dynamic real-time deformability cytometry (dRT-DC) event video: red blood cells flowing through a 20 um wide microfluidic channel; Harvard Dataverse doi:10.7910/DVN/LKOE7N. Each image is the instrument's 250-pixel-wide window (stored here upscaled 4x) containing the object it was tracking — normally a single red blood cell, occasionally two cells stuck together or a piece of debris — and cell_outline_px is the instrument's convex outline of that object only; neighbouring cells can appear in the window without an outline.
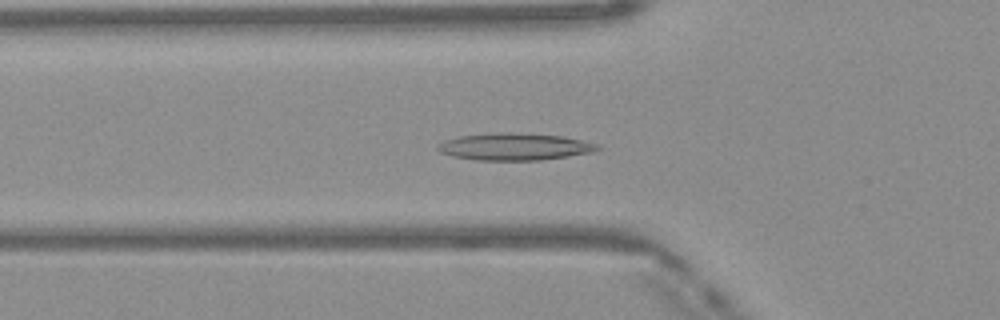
{"species": "Egyptian fruit bat (a non-hibernating species)", "species_latin": "Rousettus aegyptiacus", "temperature_condition": "warm", "stored_images_in_passage": 41, "camera_frame_rate_fps": 3000, "um_per_image_px": 0.085, "frame": {"image": 1, "passage_image": 8, "time_ms": 2.333, "image_size_px": [1000, 320], "cell_outline_px": [[604, 148], [596, 152], [540, 160], [476, 160], [452, 156], [440, 152], [436, 148], [436, 144], [444, 140], [460, 136], [496, 132], [512, 132], [564, 136], [600, 144]], "centroid_in_image_um": [43.78, 12.46], "position_along_channel_um": 82.0, "area_um2": 25.61}}
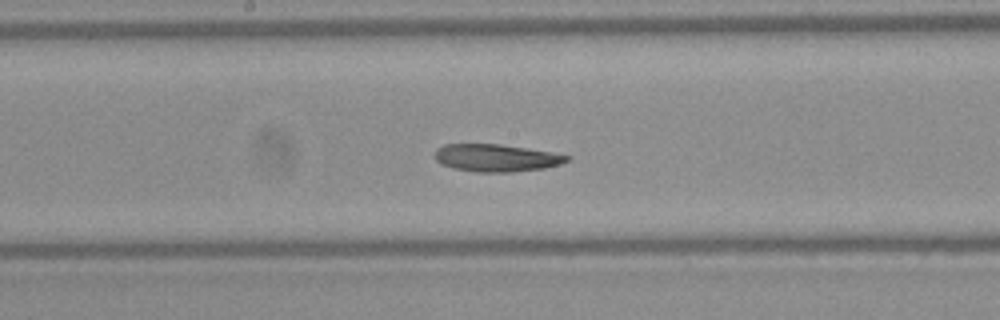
{"frame": {"image": 2, "passage_image": 17, "time_ms": 5.333, "image_size_px": [1000, 320], "cell_outline_px": [[572, 160], [560, 164], [544, 168], [512, 172], [476, 172], [452, 168], [440, 164], [432, 156], [436, 148], [444, 144], [500, 144], [528, 148], [552, 152], [572, 156]], "centroid_in_image_um": [42.17, 13.42], "position_along_channel_um": 206.0, "area_um2": 21.5}}
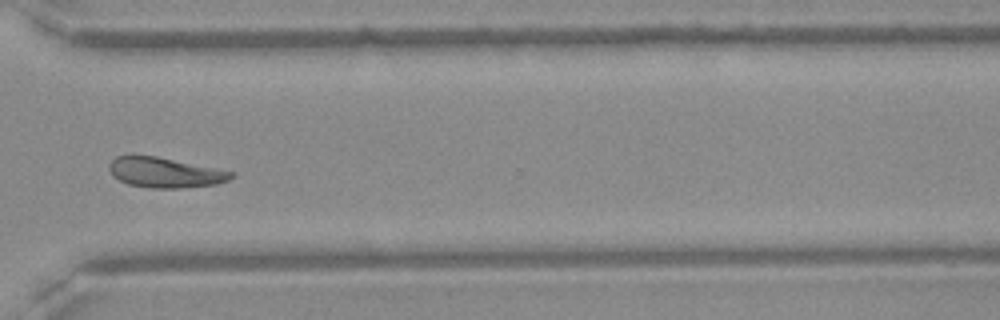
{"frame": {"image": 3, "passage_image": 28, "time_ms": 9.0, "image_size_px": [1000, 320], "cell_outline_px": [[236, 176], [228, 180], [216, 184], [180, 188], [152, 188], [128, 184], [112, 176], [108, 168], [108, 164], [116, 156], [132, 152], [156, 156], [236, 172]], "centroid_in_image_um": [13.97, 14.63], "position_along_channel_um": 356.6, "area_um2": 21.96}, "authors_computed_cell_mechanics": {"area_um2": 22.1952, "velocity_mm_per_s": 4.1098, "shape_relaxation_time_tau1_ms": 7.7993, "shape_relaxation_time_tau2_ms": 5.4451, "deformation_change_tau1": 0.19, "deformation_change_tau2": 0.1363}}